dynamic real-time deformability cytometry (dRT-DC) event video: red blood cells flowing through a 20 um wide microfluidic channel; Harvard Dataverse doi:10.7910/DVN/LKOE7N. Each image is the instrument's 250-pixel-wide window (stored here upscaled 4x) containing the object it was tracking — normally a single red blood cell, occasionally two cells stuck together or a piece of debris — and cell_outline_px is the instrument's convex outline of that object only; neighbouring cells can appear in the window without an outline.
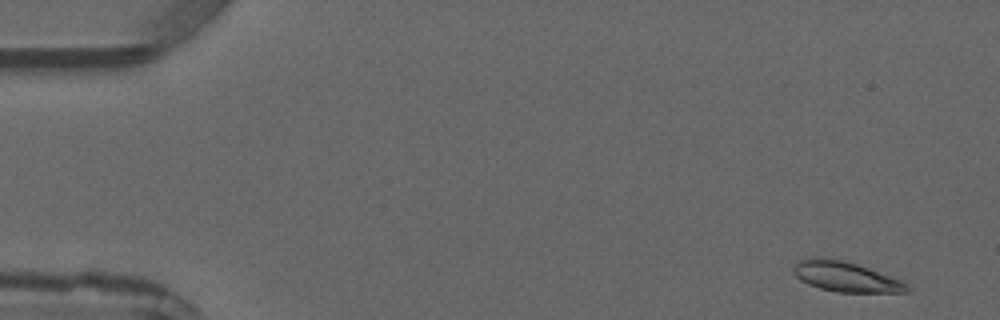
{"species": "common noctule bat (a hibernating species)", "species_latin": "Nyctalus noctula", "temperature_condition": "warm", "stored_images_in_passage": 4, "camera_frame_rate_fps": 3000, "um_per_image_px": 0.085, "animal": {"sex": "male", "forearm_length_mm": 52.5}, "frame": {"image": 1, "passage_image": 1, "time_ms": 0.0, "image_size_px": [1000, 320], "cell_outline_px": [[908, 292], [836, 292], [820, 288], [808, 284], [800, 280], [792, 272], [792, 268], [800, 260], [816, 256], [844, 260], [868, 268], [900, 280], [908, 288]], "centroid_in_image_um": [71.8, 23.51], "position_along_channel_um": 13.2, "area_um2": 19.65}}
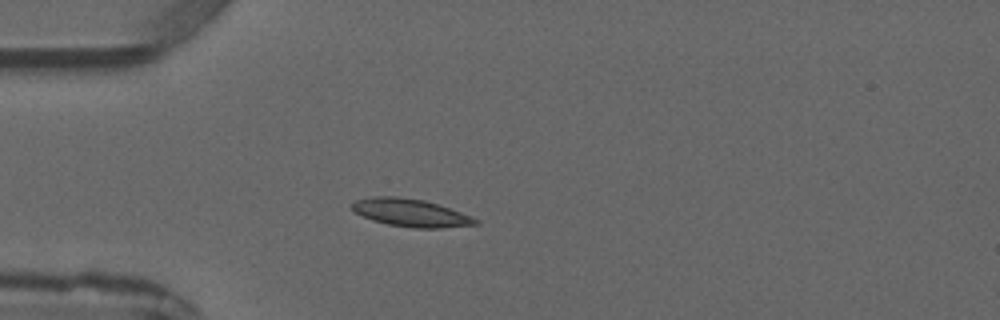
{"frame": {"image": 2, "passage_image": 4, "time_ms": 3.333, "image_size_px": [1000, 320], "cell_outline_px": [[480, 224], [440, 228], [416, 228], [388, 224], [372, 220], [352, 212], [352, 204], [356, 200], [372, 196], [396, 196], [424, 200], [472, 216], [480, 220]], "centroid_in_image_um": [34.9, 18.09], "position_along_channel_um": 50.1, "area_um2": 19.94}}